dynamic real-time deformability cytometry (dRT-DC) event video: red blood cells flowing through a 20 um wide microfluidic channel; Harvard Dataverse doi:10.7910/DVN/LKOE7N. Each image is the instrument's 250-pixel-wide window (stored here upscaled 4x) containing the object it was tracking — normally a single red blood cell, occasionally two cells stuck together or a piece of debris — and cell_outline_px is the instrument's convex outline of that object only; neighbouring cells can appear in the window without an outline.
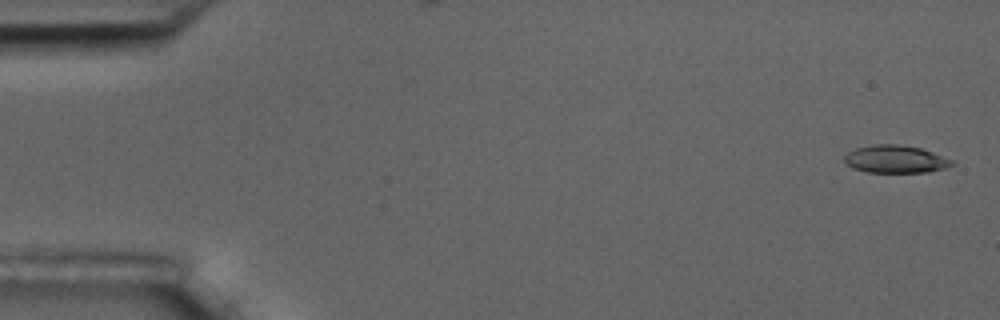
{"species": "common noctule bat (a hibernating species)", "species_latin": "Nyctalus noctula", "temperature_condition": "room temperature", "stored_images_in_passage": 15, "camera_frame_rate_fps": 3000, "um_per_image_px": 0.085, "animal": {"sex": "male", "body_mass_g": 17.5, "forearm_length_mm": 52.3}, "frame": {"image": 1, "passage_image": 1, "time_ms": 0.0, "image_size_px": [1000, 320], "cell_outline_px": [[956, 164], [948, 168], [928, 172], [868, 172], [852, 168], [844, 164], [844, 156], [848, 152], [856, 148], [872, 144], [896, 144], [920, 148], [956, 160]], "centroid_in_image_um": [76.15, 13.53], "position_along_channel_um": 8.9, "area_um2": 17.63}}
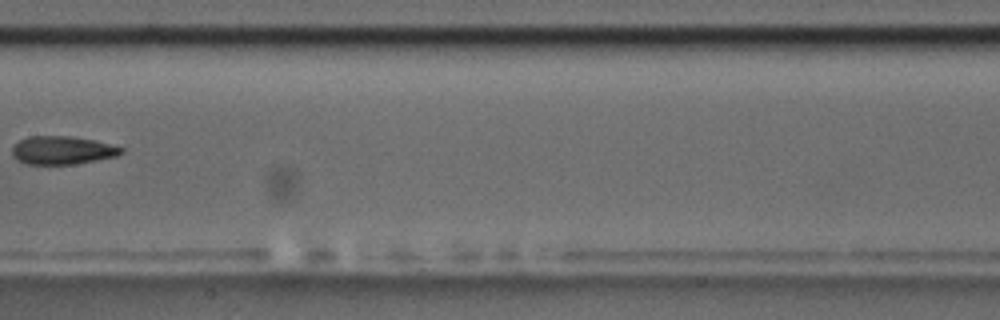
{"frame": {"image": 2, "passage_image": 8, "time_ms": 9.0, "image_size_px": [1000, 320], "cell_outline_px": [[124, 152], [116, 156], [72, 164], [28, 164], [16, 160], [12, 156], [12, 148], [20, 140], [28, 136], [68, 136], [92, 140], [124, 148]], "centroid_in_image_um": [5.25, 12.77], "position_along_channel_um": 202.1, "area_um2": 17.69}}
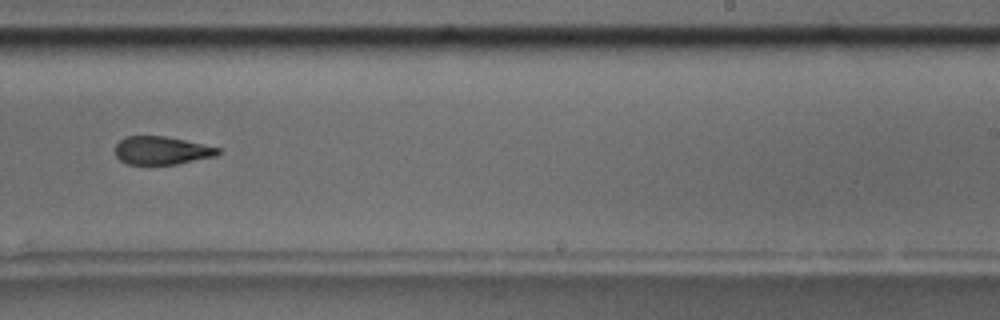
{"frame": {"image": 3, "passage_image": 10, "time_ms": 11.0, "image_size_px": [1000, 320], "cell_outline_px": [[220, 152], [216, 156], [176, 164], [128, 164], [120, 160], [116, 156], [116, 144], [124, 136], [164, 136], [184, 140], [220, 148]], "centroid_in_image_um": [13.73, 12.79], "position_along_channel_um": 275.3, "area_um2": 16.7}, "authors_computed_cell_mechanics": {"area_um2": 17.629, "velocity_mm_per_s": 3.6707, "shape_relaxation_time_tau1_ms": null, "shape_relaxation_time_tau2_ms": 3.5383, "deformation_change_tau1": null, "deformation_change_tau2": 0.1064}}